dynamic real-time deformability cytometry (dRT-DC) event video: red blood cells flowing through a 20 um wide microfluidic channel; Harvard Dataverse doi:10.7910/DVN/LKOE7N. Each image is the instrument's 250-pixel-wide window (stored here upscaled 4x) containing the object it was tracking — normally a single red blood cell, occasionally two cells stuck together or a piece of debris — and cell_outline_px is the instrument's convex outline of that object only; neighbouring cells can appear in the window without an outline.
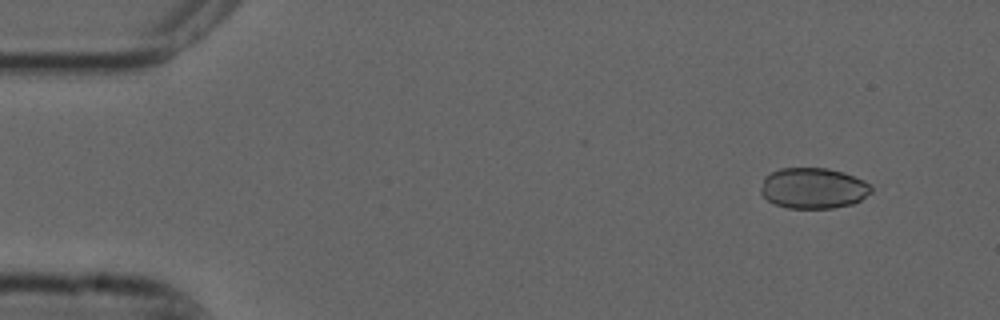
{"species": "common noctule bat (a hibernating species)", "species_latin": "Nyctalus noctula", "temperature_condition": "cold", "stored_images_in_passage": 2, "camera_frame_rate_fps": 3000, "um_per_image_px": 0.085, "animal": {"sex": "male", "forearm_length_mm": 52.5}, "frame": {"image": 1, "passage_image": 2, "time_ms": 0.333, "image_size_px": [1000, 320], "cell_outline_px": [[872, 192], [860, 200], [852, 204], [832, 208], [788, 208], [776, 204], [768, 200], [760, 192], [760, 188], [764, 176], [780, 168], [828, 168], [844, 172], [864, 180], [872, 188]], "centroid_in_image_um": [69.12, 15.99], "position_along_channel_um": 15.9, "area_um2": 26.3}}